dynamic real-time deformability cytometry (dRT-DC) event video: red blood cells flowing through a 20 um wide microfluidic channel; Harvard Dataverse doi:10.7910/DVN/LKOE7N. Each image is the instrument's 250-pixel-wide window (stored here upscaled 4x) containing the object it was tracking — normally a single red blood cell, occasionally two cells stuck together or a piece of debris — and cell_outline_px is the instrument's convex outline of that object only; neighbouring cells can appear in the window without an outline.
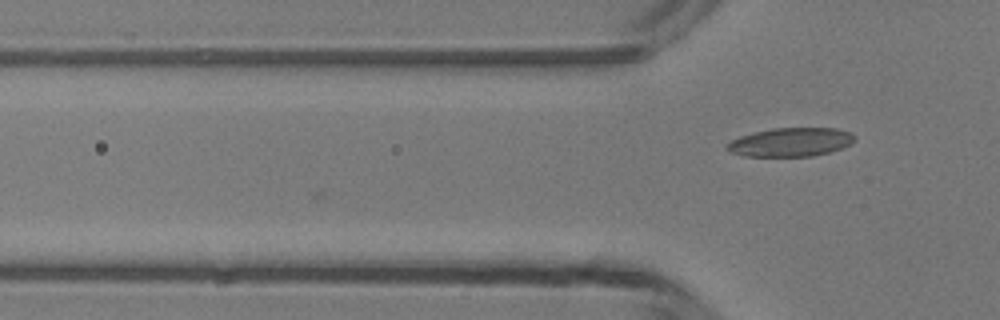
{"species": "common noctule bat (a hibernating species)", "species_latin": "Nyctalus noctula", "temperature_condition": "room temperature", "stored_images_in_passage": 3, "camera_frame_rate_fps": 3000, "um_per_image_px": 0.085, "animal": {"sex": "male", "body_mass_g": 13.3}, "frame": {"image": 1, "passage_image": 3, "time_ms": 0.667, "image_size_px": [1000, 320], "cell_outline_px": [[856, 140], [840, 148], [828, 152], [812, 156], [744, 156], [728, 152], [724, 148], [732, 140], [740, 136], [772, 128], [836, 128], [852, 132], [856, 136]], "centroid_in_image_um": [67.2, 12.08], "position_along_channel_um": 58.6, "area_um2": 21.33}}